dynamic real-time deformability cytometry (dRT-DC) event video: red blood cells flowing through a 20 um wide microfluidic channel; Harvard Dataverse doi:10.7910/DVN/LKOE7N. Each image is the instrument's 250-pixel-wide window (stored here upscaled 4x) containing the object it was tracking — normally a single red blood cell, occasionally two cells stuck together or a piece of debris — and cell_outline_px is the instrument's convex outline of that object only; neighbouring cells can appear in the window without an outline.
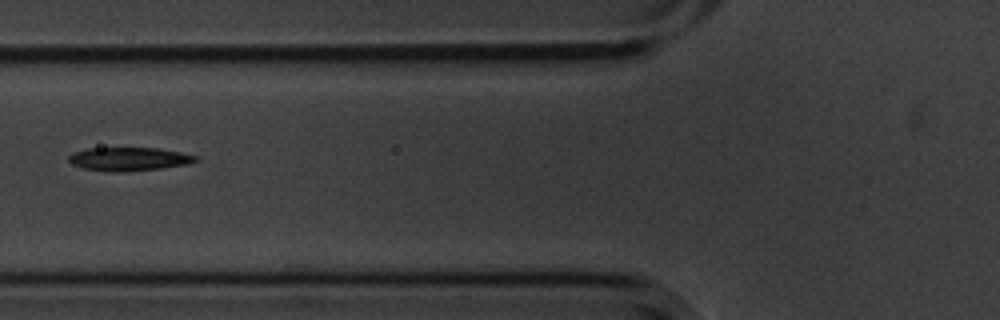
{"species": "common noctule bat (a hibernating species)", "species_latin": "Nyctalus noctula", "temperature_condition": "cold", "stored_images_in_passage": 5, "camera_frame_rate_fps": 3000, "um_per_image_px": 0.085, "animal": {"sex": "male", "body_mass_g": 20.1, "forearm_length_mm": 53.5}, "frame": {"image": 1, "passage_image": 5, "time_ms": 1.333, "image_size_px": [1000, 320], "cell_outline_px": [[196, 160], [188, 164], [160, 168], [120, 172], [108, 172], [84, 168], [72, 164], [68, 160], [68, 156], [72, 152], [88, 148], [156, 148], [180, 152], [196, 156]], "centroid_in_image_um": [10.9, 13.51], "position_along_channel_um": 114.9, "area_um2": 17.22}}